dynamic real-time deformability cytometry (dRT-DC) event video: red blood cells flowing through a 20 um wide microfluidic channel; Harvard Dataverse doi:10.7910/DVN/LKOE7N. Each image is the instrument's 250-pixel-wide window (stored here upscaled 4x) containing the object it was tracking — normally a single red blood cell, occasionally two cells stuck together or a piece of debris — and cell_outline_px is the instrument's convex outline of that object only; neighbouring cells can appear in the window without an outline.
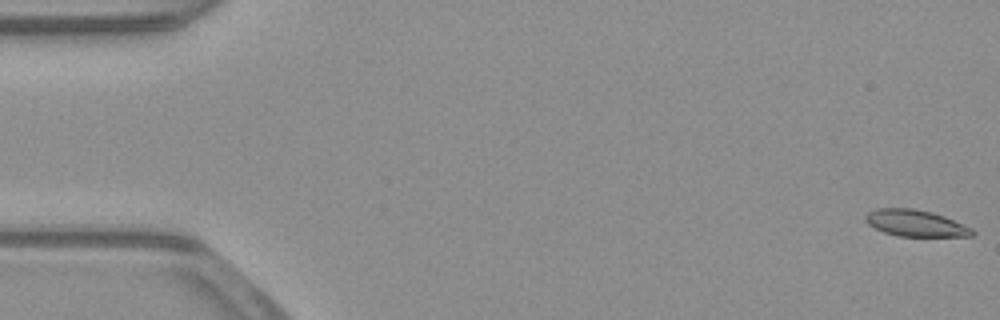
{"species": "common noctule bat (a hibernating species)", "species_latin": "Nyctalus noctula", "temperature_condition": "warm", "stored_images_in_passage": 53, "camera_frame_rate_fps": 3000, "um_per_image_px": 0.085, "animal": {"sex": "male", "body_mass_g": 23.1, "forearm_length_mm": 52.7}, "frame": {"image": 1, "passage_image": 1, "time_ms": 0.0, "image_size_px": [1000, 320], "cell_outline_px": [[976, 232], [972, 236], [896, 236], [884, 232], [868, 224], [864, 220], [864, 216], [868, 212], [876, 208], [912, 208], [932, 212], [944, 216], [972, 228]], "centroid_in_image_um": [77.8, 18.97], "position_along_channel_um": 7.2, "area_um2": 16.53}}
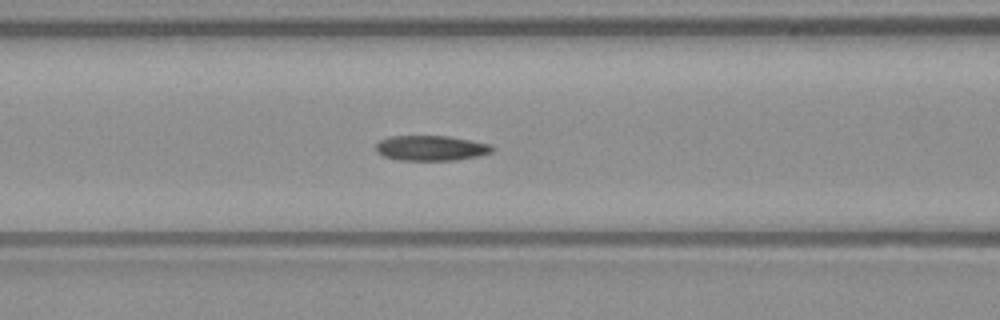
{"frame": {"image": 2, "passage_image": 22, "time_ms": 7.0, "image_size_px": [1000, 320], "cell_outline_px": [[496, 148], [492, 152], [476, 156], [456, 160], [400, 160], [384, 156], [376, 152], [376, 144], [380, 140], [388, 136], [448, 136], [472, 140], [492, 144]], "centroid_in_image_um": [36.66, 12.58], "position_along_channel_um": 129.9, "area_um2": 17.17}}
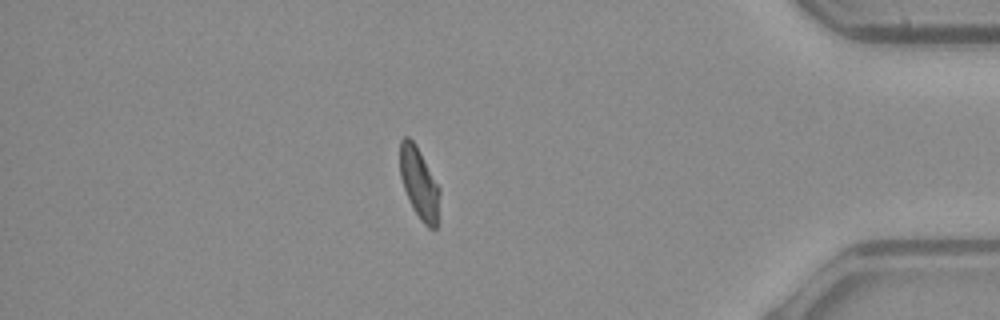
{"frame": {"image": 3, "passage_image": 46, "time_ms": 15.0, "image_size_px": [1000, 320], "cell_outline_px": [[440, 192], [436, 228], [428, 228], [424, 224], [412, 208], [404, 188], [400, 176], [400, 140], [404, 136], [408, 136], [416, 144], [440, 188]], "centroid_in_image_um": [35.62, 15.55], "position_along_channel_um": 399.6, "area_um2": 16.42}, "authors_computed_cell_mechanics": {"area_um2": 17.1666, "velocity_mm_per_s": 3.8991, "shape_relaxation_time_tau1_ms": 7.8502, "shape_relaxation_time_tau2_ms": 3.6058, "deformation_change_tau1": 0.2028, "deformation_change_tau2": 0.0863}}